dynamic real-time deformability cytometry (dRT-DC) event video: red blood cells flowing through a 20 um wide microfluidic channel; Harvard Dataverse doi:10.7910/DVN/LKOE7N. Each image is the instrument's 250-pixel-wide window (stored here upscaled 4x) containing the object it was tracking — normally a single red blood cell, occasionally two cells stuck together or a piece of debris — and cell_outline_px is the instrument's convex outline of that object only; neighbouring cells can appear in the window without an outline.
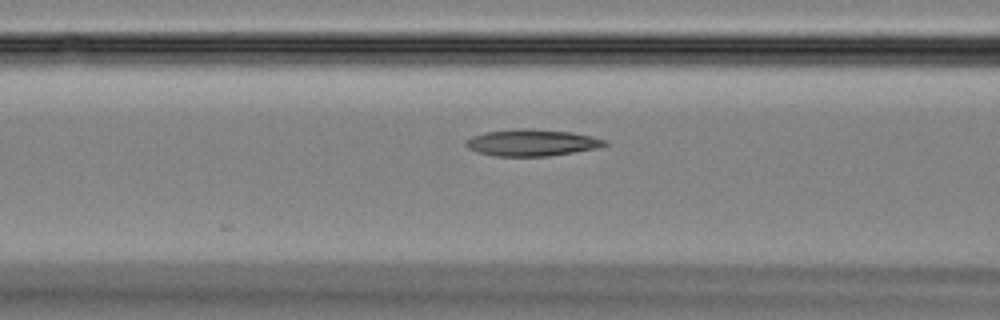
{"species": "Egyptian fruit bat (a non-hibernating species)", "species_latin": "Rousettus aegyptiacus", "temperature_condition": "room temperature", "stored_images_in_passage": 22, "camera_frame_rate_fps": 3000, "um_per_image_px": 0.085, "animal": {"sex": "female"}, "frame": {"image": 1, "passage_image": 18, "time_ms": 5.667, "image_size_px": [1000, 320], "cell_outline_px": [[608, 144], [600, 148], [548, 156], [492, 156], [476, 152], [468, 148], [464, 144], [464, 140], [472, 136], [484, 132], [516, 128], [532, 128], [572, 132], [604, 140]], "centroid_in_image_um": [45.14, 12.12], "position_along_channel_um": 121.5, "area_um2": 21.79}}
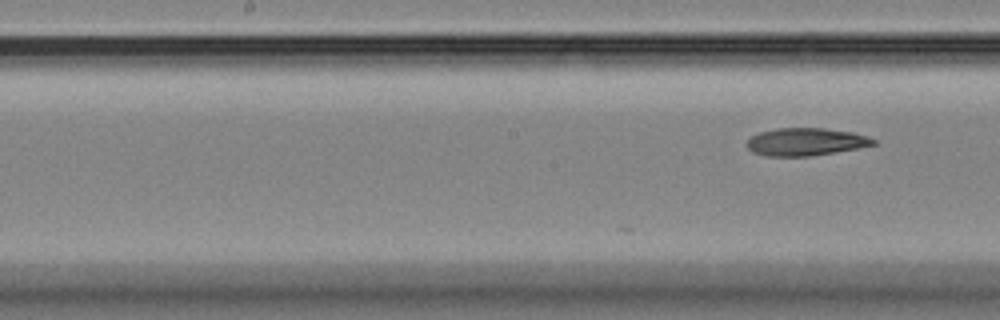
{"frame": {"image": 2, "passage_image": 22, "time_ms": 7.0, "image_size_px": [1000, 320], "cell_outline_px": [[876, 144], [860, 148], [812, 156], [764, 156], [752, 152], [744, 144], [752, 136], [760, 132], [776, 128], [824, 128], [852, 132], [868, 136], [876, 140]], "centroid_in_image_um": [68.48, 12.06], "position_along_channel_um": 179.7, "area_um2": 20.58}}